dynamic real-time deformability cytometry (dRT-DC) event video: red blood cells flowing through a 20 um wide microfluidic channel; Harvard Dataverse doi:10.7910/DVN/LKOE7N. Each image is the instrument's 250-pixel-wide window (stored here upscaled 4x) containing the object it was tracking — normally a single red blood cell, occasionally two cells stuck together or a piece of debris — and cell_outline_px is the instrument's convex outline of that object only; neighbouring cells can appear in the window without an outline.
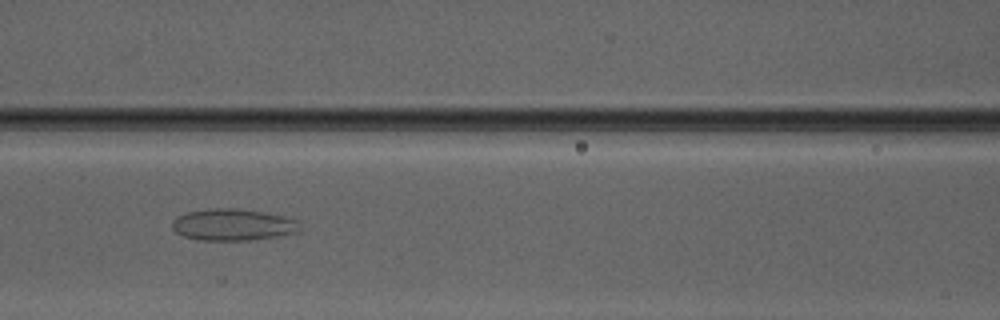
{"species": "Egyptian fruit bat (a non-hibernating species)", "species_latin": "Rousettus aegyptiacus", "temperature_condition": "warm", "stored_images_in_passage": 5, "camera_frame_rate_fps": 3000, "um_per_image_px": 0.085, "animal": {"sex": "male"}, "frame": {"image": 1, "passage_image": 4, "time_ms": 3.667, "image_size_px": [1000, 320], "cell_outline_px": [[296, 232], [276, 236], [248, 240], [196, 240], [184, 236], [176, 232], [172, 228], [172, 220], [176, 216], [188, 212], [216, 208], [236, 208], [268, 212], [296, 220]], "centroid_in_image_um": [19.72, 19.09], "position_along_channel_um": 146.9, "area_um2": 23.29}}